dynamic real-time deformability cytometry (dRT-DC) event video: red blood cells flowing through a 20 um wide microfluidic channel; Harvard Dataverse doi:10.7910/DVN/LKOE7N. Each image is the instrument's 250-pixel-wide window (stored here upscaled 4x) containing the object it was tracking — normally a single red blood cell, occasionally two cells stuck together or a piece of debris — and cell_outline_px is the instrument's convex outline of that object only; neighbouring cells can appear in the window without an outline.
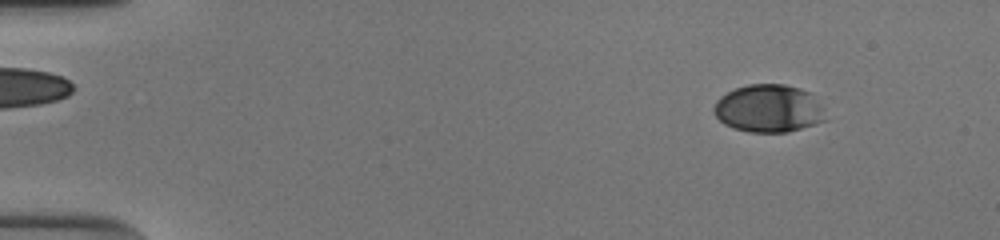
{"species": "human", "species_latin": "Homo sapiens", "temperature_condition": "cold", "stored_images_in_passage": 54, "camera_frame_rate_fps": 3000, "um_per_image_px": 0.085, "donor": {"sex": "male"}, "frame": {"image": 1, "passage_image": 7, "time_ms": 2.0, "image_size_px": [1000, 240], "cell_outline_px": [[828, 120], [788, 132], [748, 132], [732, 128], [724, 124], [712, 112], [712, 108], [716, 100], [720, 96], [736, 88], [748, 84], [784, 84], [800, 88], [808, 92], [824, 108]], "centroid_in_image_um": [65.32, 9.23], "position_along_channel_um": 19.7, "area_um2": 31.33}}
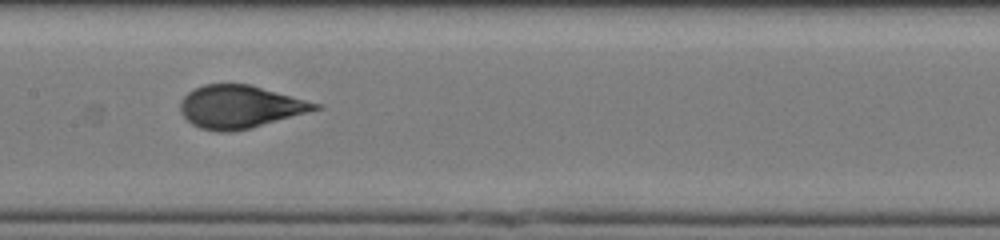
{"frame": {"image": 2, "passage_image": 29, "time_ms": 9.333, "image_size_px": [1000, 240], "cell_outline_px": [[324, 108], [248, 128], [232, 132], [216, 132], [200, 128], [192, 124], [180, 112], [180, 100], [188, 92], [204, 84], [248, 84], [324, 104]], "centroid_in_image_um": [20.41, 9.07], "position_along_channel_um": 187.0, "area_um2": 33.58}}
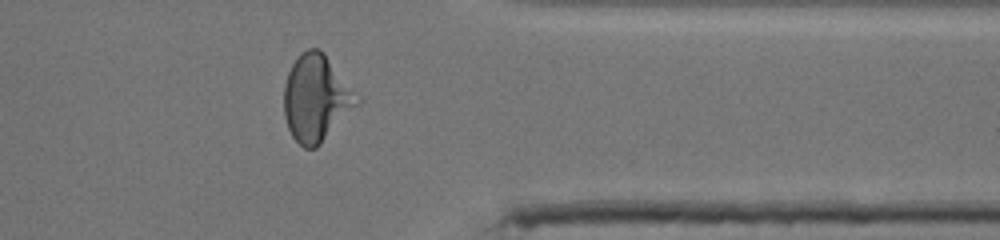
{"frame": {"image": 3, "passage_image": 45, "time_ms": 14.667, "image_size_px": [1000, 240], "cell_outline_px": [[360, 100], [320, 144], [316, 148], [304, 148], [292, 136], [288, 128], [284, 116], [284, 84], [288, 72], [292, 64], [300, 52], [308, 48], [320, 48], [324, 52], [360, 96]], "centroid_in_image_um": [26.85, 8.3], "position_along_channel_um": 384.5, "area_um2": 36.65}, "authors_computed_cell_mechanics": {"area_um2": 33.6107, "velocity_mm_per_s": 3.8569, "shape_relaxation_time_tau1_ms": 4.0183, "shape_relaxation_time_tau2_ms": null, "deformation_change_tau1": 0.1853, "deformation_change_tau2": null}}